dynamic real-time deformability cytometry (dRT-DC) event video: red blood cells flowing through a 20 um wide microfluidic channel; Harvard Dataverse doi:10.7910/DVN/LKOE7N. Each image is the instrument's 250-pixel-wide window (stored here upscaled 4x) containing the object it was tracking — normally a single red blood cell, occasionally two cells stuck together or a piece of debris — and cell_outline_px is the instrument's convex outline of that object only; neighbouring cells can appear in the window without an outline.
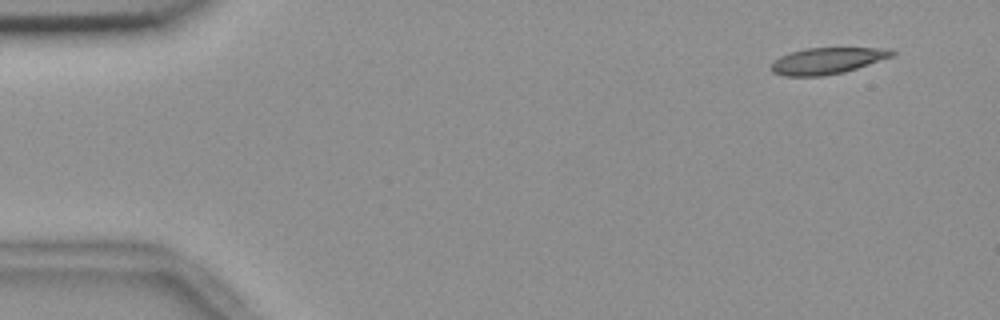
{"species": "common noctule bat (a hibernating species)", "species_latin": "Nyctalus noctula", "temperature_condition": "room temperature", "stored_images_in_passage": 52, "camera_frame_rate_fps": 3000, "um_per_image_px": 0.085, "animal": {"sex": "female", "body_mass_g": 18.4}, "frame": {"image": 1, "passage_image": 1, "time_ms": 0.0, "image_size_px": [1000, 320], "cell_outline_px": [[896, 52], [892, 56], [844, 72], [820, 76], [784, 76], [772, 72], [768, 68], [780, 56], [804, 48], [892, 48]], "centroid_in_image_um": [70.29, 5.16], "position_along_channel_um": 14.7, "area_um2": 18.44}}
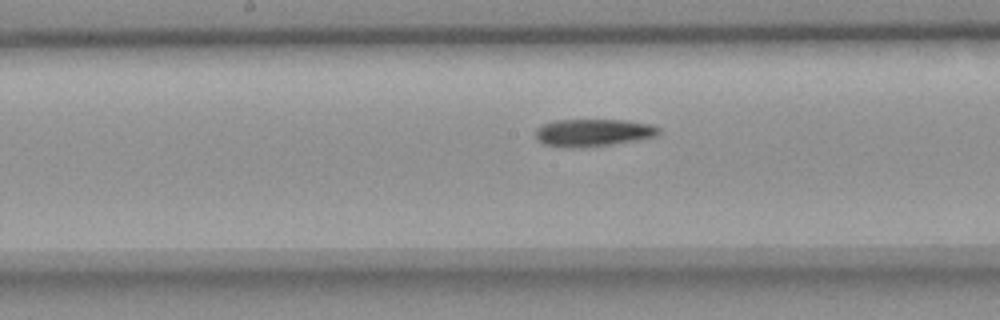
{"frame": {"image": 2, "passage_image": 25, "time_ms": 8.0, "image_size_px": [1000, 320], "cell_outline_px": [[660, 132], [656, 136], [636, 140], [612, 144], [572, 148], [564, 148], [544, 144], [536, 136], [536, 128], [552, 120], [628, 120], [652, 124], [660, 128]], "centroid_in_image_um": [50.43, 11.26], "position_along_channel_um": 197.8, "area_um2": 19.71}}
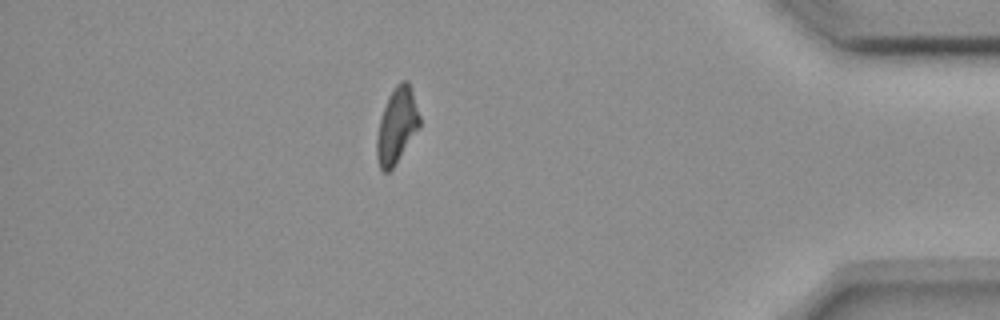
{"frame": {"image": 3, "passage_image": 45, "time_ms": 14.667, "image_size_px": [1000, 320], "cell_outline_px": [[420, 128], [392, 168], [388, 172], [384, 172], [380, 168], [376, 156], [376, 140], [380, 120], [384, 108], [396, 84], [400, 80], [408, 80], [420, 116]], "centroid_in_image_um": [33.74, 10.69], "position_along_channel_um": 401.5, "area_um2": 18.55}}